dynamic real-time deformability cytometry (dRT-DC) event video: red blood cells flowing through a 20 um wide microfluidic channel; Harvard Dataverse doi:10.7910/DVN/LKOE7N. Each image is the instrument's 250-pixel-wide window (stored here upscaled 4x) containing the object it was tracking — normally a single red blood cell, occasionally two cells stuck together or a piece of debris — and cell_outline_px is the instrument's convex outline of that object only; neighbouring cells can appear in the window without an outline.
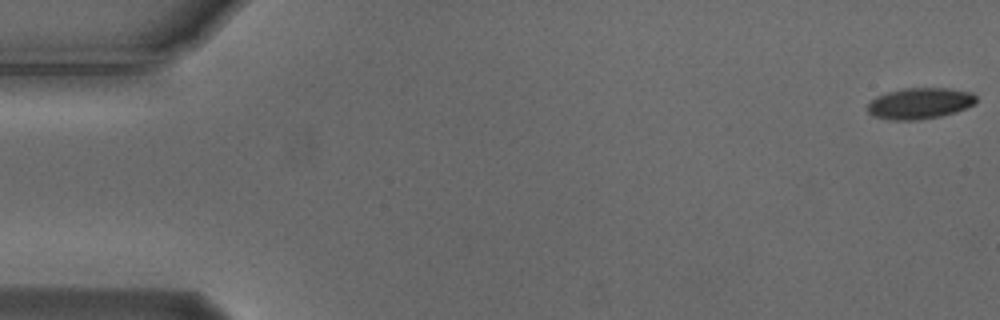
{"species": "Egyptian fruit bat (a non-hibernating species)", "species_latin": "Rousettus aegyptiacus", "temperature_condition": "cold", "stored_images_in_passage": 55, "camera_frame_rate_fps": 3000, "um_per_image_px": 0.085, "animal": {"sex": "male"}, "frame": {"image": 1, "passage_image": 1, "time_ms": 0.0, "image_size_px": [1000, 320], "cell_outline_px": [[976, 104], [956, 112], [940, 116], [920, 120], [896, 120], [872, 116], [868, 112], [868, 104], [876, 96], [888, 92], [904, 88], [948, 88], [972, 92], [976, 96]], "centroid_in_image_um": [78.21, 8.78], "position_along_channel_um": 6.8, "area_um2": 19.77}}
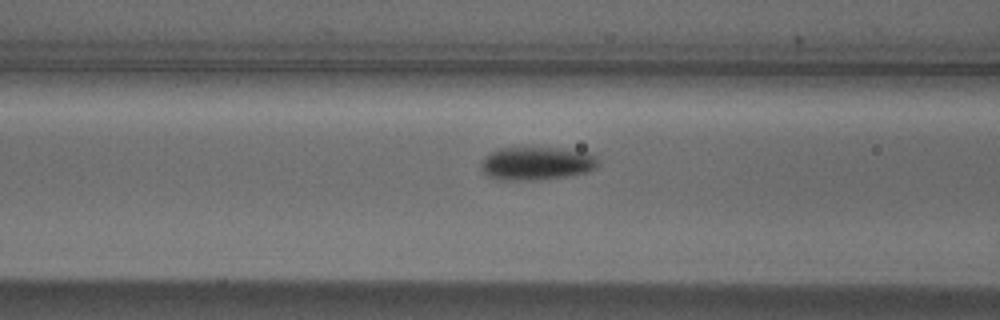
{"frame": {"image": 2, "passage_image": 22, "time_ms": 7.0, "image_size_px": [1000, 320], "cell_outline_px": [[596, 168], [588, 172], [568, 176], [536, 180], [500, 180], [488, 176], [480, 168], [480, 164], [484, 156], [500, 148], [560, 148], [588, 152], [596, 156]], "centroid_in_image_um": [45.6, 13.89], "position_along_channel_um": 121.0, "area_um2": 22.72}}
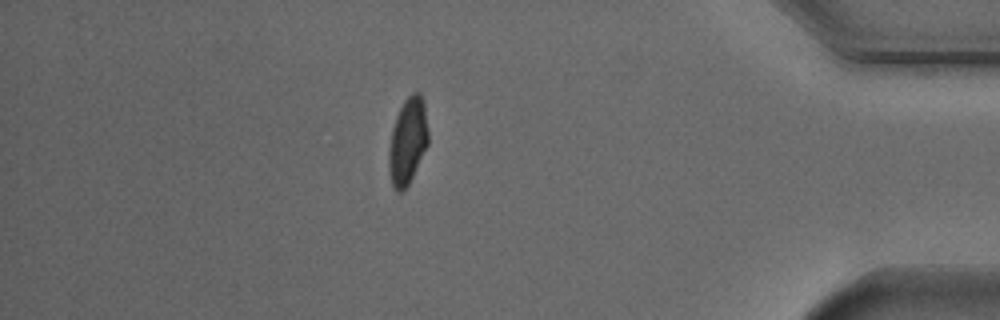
{"frame": {"image": 3, "passage_image": 48, "time_ms": 15.667, "image_size_px": [1000, 320], "cell_outline_px": [[428, 144], [408, 184], [400, 192], [396, 192], [392, 184], [388, 168], [388, 152], [392, 128], [396, 116], [404, 100], [412, 92], [420, 92], [424, 100], [428, 132]], "centroid_in_image_um": [34.65, 11.96], "position_along_channel_um": 400.6, "area_um2": 19.83}, "authors_computed_cell_mechanics": {"area_um2": 20.519, "velocity_mm_per_s": 3.7144, "shape_relaxation_time_tau1_ms": 5.9506, "shape_relaxation_time_tau2_ms": null, "deformation_change_tau1": 0.1694, "deformation_change_tau2": null}}